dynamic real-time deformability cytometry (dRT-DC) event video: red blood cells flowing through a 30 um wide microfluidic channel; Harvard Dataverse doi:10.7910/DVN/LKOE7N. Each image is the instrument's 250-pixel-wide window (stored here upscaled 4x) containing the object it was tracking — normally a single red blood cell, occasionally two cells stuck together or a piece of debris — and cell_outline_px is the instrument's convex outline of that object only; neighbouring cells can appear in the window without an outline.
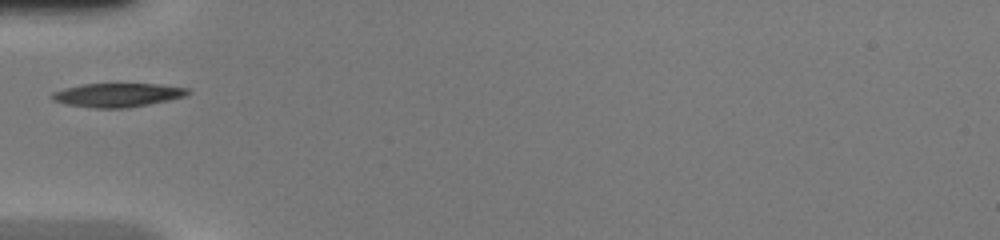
{"species": "common noctule bat (a hibernating species)", "species_latin": "Nyctalus noctula", "temperature_condition": "warm", "stored_images_in_passage": 33, "camera_frame_rate_fps": 3000, "um_per_image_px": 0.085, "animal": {"sex": "female", "body_mass_g": 20.0, "forearm_length_mm": 54.0}, "frame": {"image": 1, "passage_image": 1, "time_ms": 0.0, "image_size_px": [1000, 240], "cell_outline_px": [[192, 92], [188, 96], [128, 108], [92, 108], [64, 104], [52, 100], [48, 96], [52, 92], [64, 88], [84, 84], [160, 84], [188, 88]], "centroid_in_image_um": [9.98, 8.08], "position_along_channel_um": 75.0, "area_um2": 19.07}}
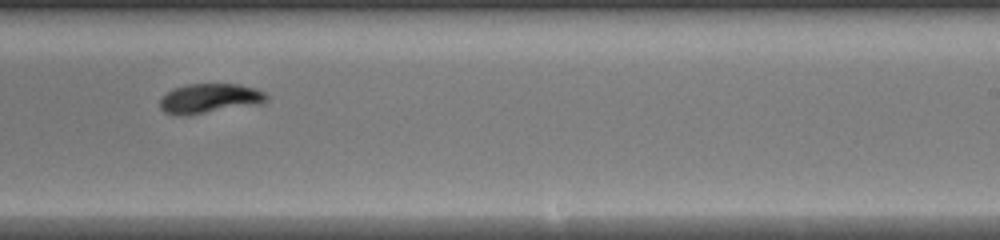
{"frame": {"image": 2, "passage_image": 15, "time_ms": 4.667, "image_size_px": [1000, 240], "cell_outline_px": [[268, 100], [264, 104], [188, 116], [176, 116], [164, 112], [160, 108], [160, 96], [172, 88], [188, 84], [236, 84], [256, 88], [264, 92], [268, 96]], "centroid_in_image_um": [17.81, 8.39], "position_along_channel_um": 271.2, "area_um2": 19.07}}
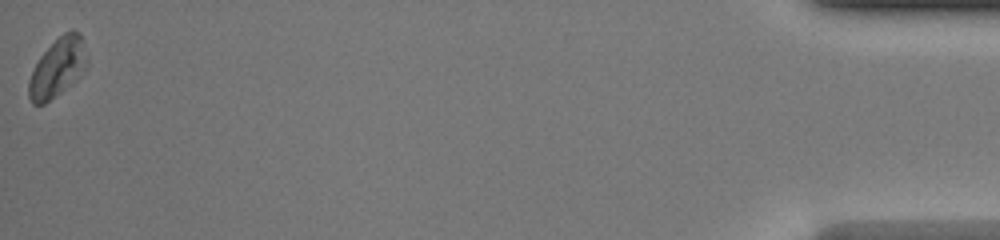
{"frame": {"image": 3, "passage_image": 33, "time_ms": 10.667, "image_size_px": [1000, 240], "cell_outline_px": [[88, 64], [60, 92], [44, 104], [32, 104], [28, 96], [28, 80], [40, 56], [64, 32], [72, 28], [80, 32], [88, 60]], "centroid_in_image_um": [4.87, 5.71], "position_along_channel_um": 430.3, "area_um2": 19.36}}